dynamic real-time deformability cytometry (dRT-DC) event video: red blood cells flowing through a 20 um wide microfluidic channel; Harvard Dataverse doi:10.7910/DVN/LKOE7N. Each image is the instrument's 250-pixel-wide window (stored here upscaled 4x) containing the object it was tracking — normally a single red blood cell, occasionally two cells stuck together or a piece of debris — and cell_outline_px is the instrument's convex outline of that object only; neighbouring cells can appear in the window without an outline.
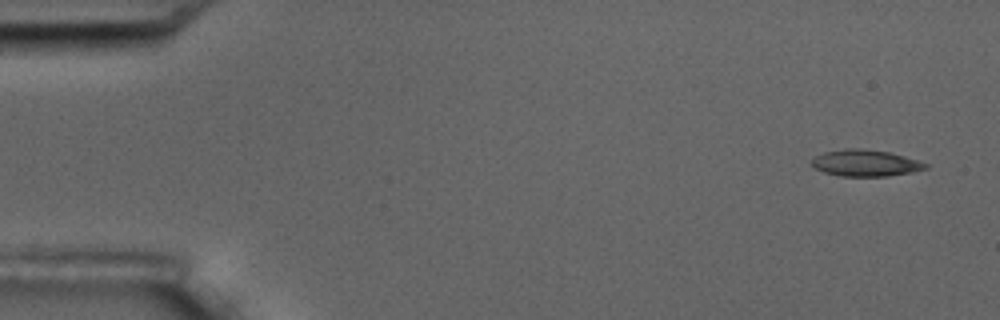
{"species": "common noctule bat (a hibernating species)", "species_latin": "Nyctalus noctula", "temperature_condition": "room temperature", "stored_images_in_passage": 5, "camera_frame_rate_fps": 3000, "um_per_image_px": 0.085, "animal": {"sex": "male", "body_mass_g": 17.5, "forearm_length_mm": 52.3}, "frame": {"image": 1, "passage_image": 1, "time_ms": 0.0, "image_size_px": [1000, 320], "cell_outline_px": [[928, 168], [912, 172], [888, 176], [840, 176], [824, 172], [816, 168], [812, 164], [812, 160], [816, 156], [824, 152], [844, 148], [864, 148], [888, 152], [904, 156], [928, 164]], "centroid_in_image_um": [73.56, 13.85], "position_along_channel_um": 11.4, "area_um2": 17.51}}
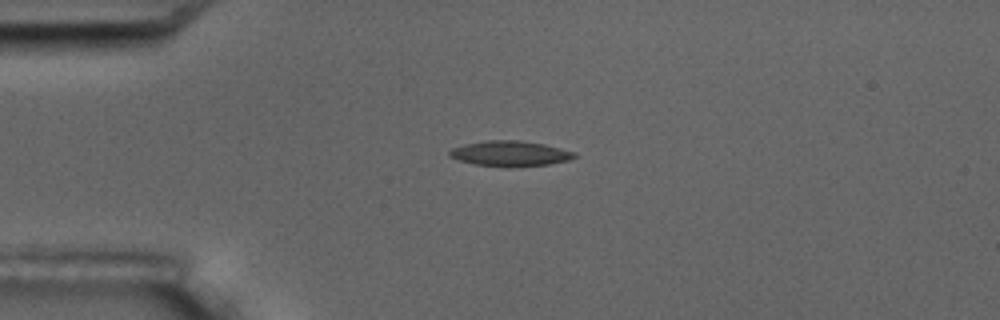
{"frame": {"image": 2, "passage_image": 4, "time_ms": 3.667, "image_size_px": [1000, 320], "cell_outline_px": [[576, 156], [568, 160], [548, 164], [512, 168], [504, 168], [476, 164], [460, 160], [448, 156], [448, 152], [452, 148], [464, 144], [484, 140], [520, 140], [544, 144], [576, 152]], "centroid_in_image_um": [43.34, 13.06], "position_along_channel_um": 41.7, "area_um2": 18.67}}